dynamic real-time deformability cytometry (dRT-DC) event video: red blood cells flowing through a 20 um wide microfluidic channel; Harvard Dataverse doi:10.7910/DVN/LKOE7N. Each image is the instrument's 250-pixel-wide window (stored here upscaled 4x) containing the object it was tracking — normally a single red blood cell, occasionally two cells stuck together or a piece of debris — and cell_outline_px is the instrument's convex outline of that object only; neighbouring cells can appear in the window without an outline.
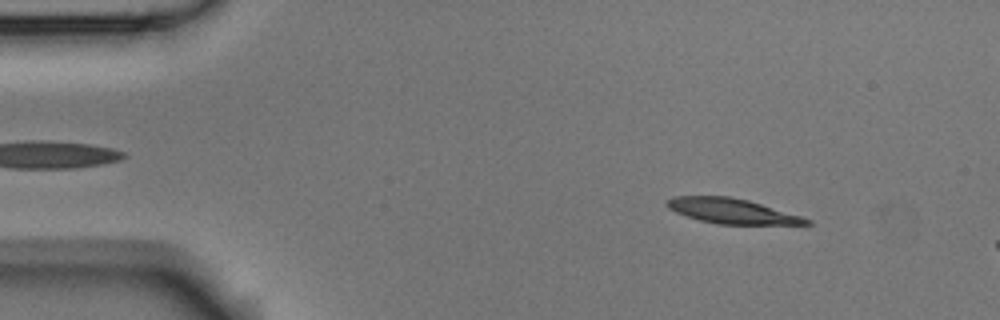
{"species": "Egyptian fruit bat (a non-hibernating species)", "species_latin": "Rousettus aegyptiacus", "temperature_condition": "room temperature", "stored_images_in_passage": 8, "camera_frame_rate_fps": 3000, "um_per_image_px": 0.085, "animal": {"sex": "male"}, "frame": {"image": 1, "passage_image": 2, "time_ms": 0.333, "image_size_px": [1000, 320], "cell_outline_px": [[812, 224], [716, 224], [700, 220], [676, 212], [668, 208], [664, 204], [668, 200], [676, 196], [728, 196], [748, 200], [800, 216], [812, 220]], "centroid_in_image_um": [62.18, 17.94], "position_along_channel_um": 22.8, "area_um2": 20.0}}